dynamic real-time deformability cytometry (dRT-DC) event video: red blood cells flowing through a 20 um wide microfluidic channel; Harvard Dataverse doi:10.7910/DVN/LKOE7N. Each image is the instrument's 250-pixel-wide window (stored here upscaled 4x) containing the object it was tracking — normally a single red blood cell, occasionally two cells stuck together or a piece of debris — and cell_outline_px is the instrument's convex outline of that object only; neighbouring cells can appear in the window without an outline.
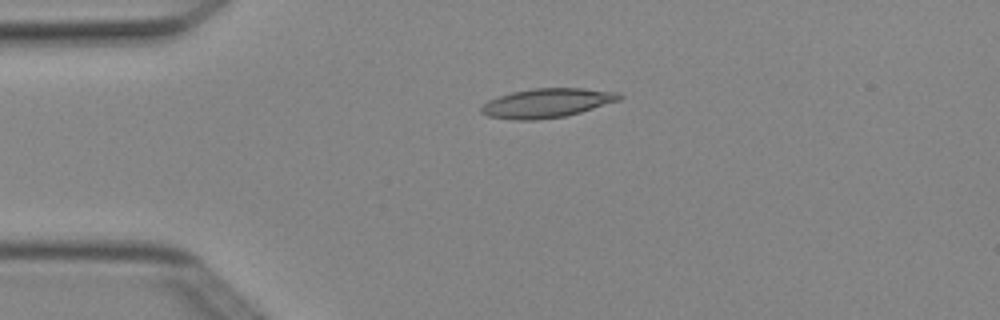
{"species": "Egyptian fruit bat (a non-hibernating species)", "species_latin": "Rousettus aegyptiacus", "temperature_condition": "cold", "stored_images_in_passage": 8, "camera_frame_rate_fps": 3000, "um_per_image_px": 0.085, "animal": {"sex": "female"}, "frame": {"image": 1, "passage_image": 4, "time_ms": 1.0, "image_size_px": [1000, 320], "cell_outline_px": [[624, 96], [620, 100], [580, 112], [564, 116], [536, 120], [516, 120], [488, 116], [480, 112], [480, 108], [488, 100], [512, 92], [536, 88], [584, 88], [616, 92]], "centroid_in_image_um": [46.48, 8.75], "position_along_channel_um": 38.5, "area_um2": 23.29}}
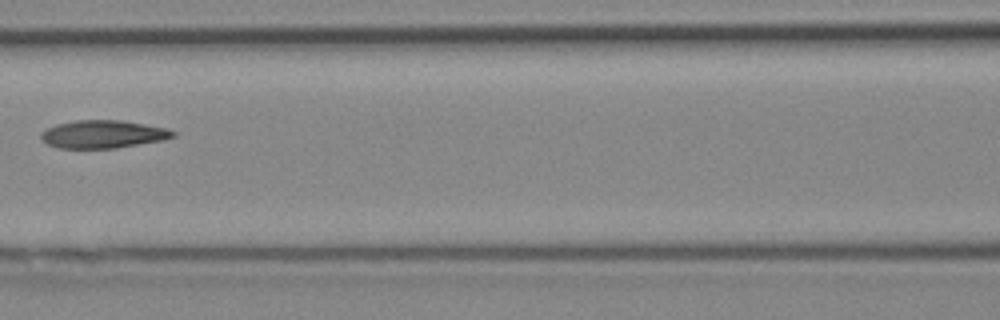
{"frame": {"image": 2, "passage_image": 7, "time_ms": 2.0, "image_size_px": [1000, 320], "cell_outline_px": [[176, 136], [164, 140], [116, 148], [56, 148], [48, 144], [40, 136], [40, 132], [56, 124], [76, 120], [124, 120], [168, 128], [176, 132]], "centroid_in_image_um": [8.79, 11.4], "position_along_channel_um": 157.8, "area_um2": 21.62}}
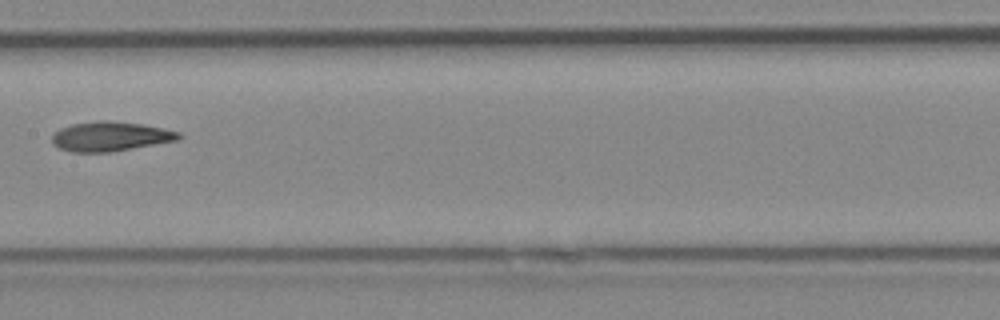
{"frame": {"image": 3, "passage_image": 8, "time_ms": 2.333, "image_size_px": [1000, 320], "cell_outline_px": [[184, 136], [176, 140], [132, 148], [108, 152], [72, 152], [60, 148], [52, 144], [52, 136], [60, 128], [72, 124], [100, 120], [112, 120], [144, 124], [164, 128], [180, 132]], "centroid_in_image_um": [9.39, 11.58], "position_along_channel_um": 198.0, "area_um2": 21.79}}